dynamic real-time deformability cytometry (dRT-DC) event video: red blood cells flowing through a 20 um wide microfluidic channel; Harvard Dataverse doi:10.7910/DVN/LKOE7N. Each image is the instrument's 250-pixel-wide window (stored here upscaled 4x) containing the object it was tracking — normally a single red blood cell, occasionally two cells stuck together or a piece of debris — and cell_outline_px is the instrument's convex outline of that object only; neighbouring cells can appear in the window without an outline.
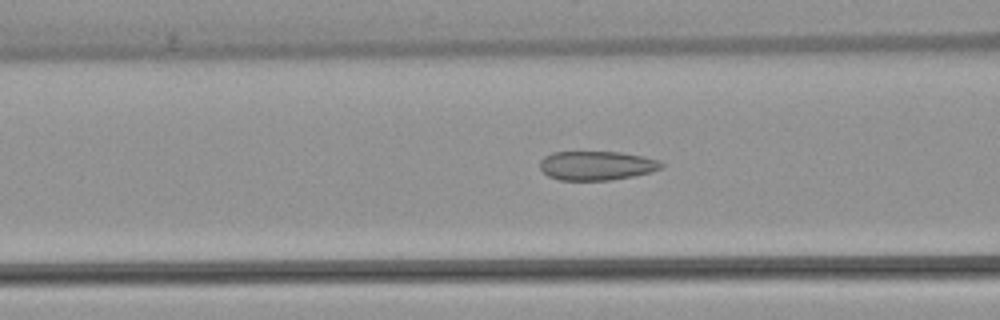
{"species": "common noctule bat (a hibernating species)", "species_latin": "Nyctalus noctula", "temperature_condition": "warm", "stored_images_in_passage": 18, "camera_frame_rate_fps": 3000, "um_per_image_px": 0.085, "animal": {"sex": "female", "body_mass_g": 22.7, "forearm_length_mm": 54.2}, "frame": {"image": 1, "passage_image": 6, "time_ms": 1.667, "image_size_px": [1000, 320], "cell_outline_px": [[664, 168], [652, 172], [612, 180], [560, 180], [548, 176], [540, 168], [540, 160], [544, 156], [552, 152], [620, 152], [644, 156], [660, 160], [664, 164]], "centroid_in_image_um": [50.75, 14.07], "position_along_channel_um": 115.9, "area_um2": 20.81}}
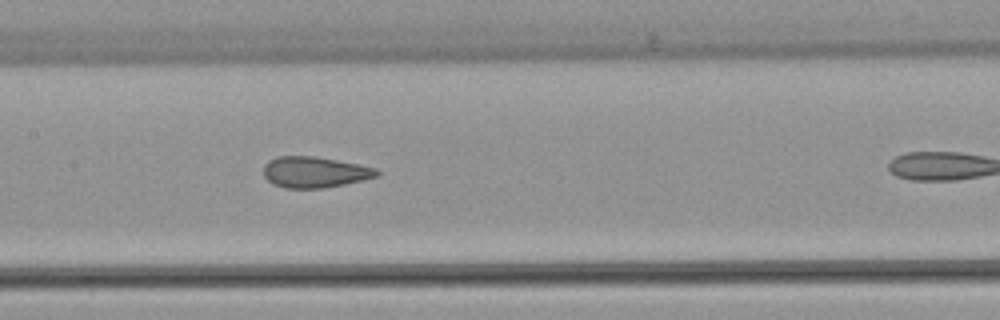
{"frame": {"image": 2, "passage_image": 11, "time_ms": 3.333, "image_size_px": [1000, 320], "cell_outline_px": [[380, 176], [364, 180], [344, 184], [320, 188], [284, 188], [272, 184], [264, 176], [264, 164], [268, 160], [276, 156], [312, 156], [336, 160], [376, 168], [380, 172]], "centroid_in_image_um": [26.73, 14.63], "position_along_channel_um": 180.7, "area_um2": 20.46}}
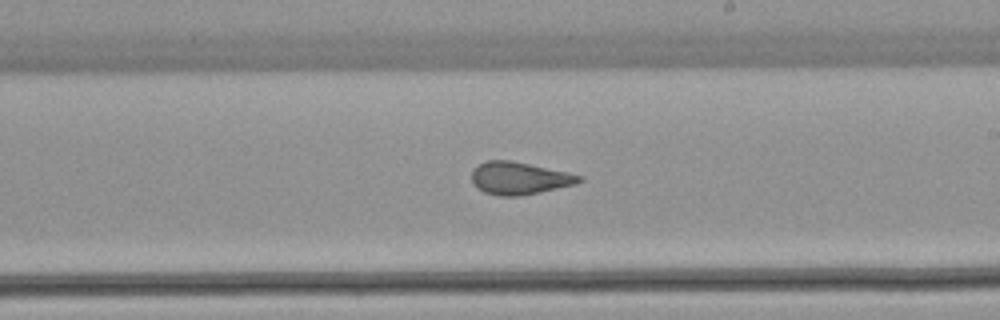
{"frame": {"image": 3, "passage_image": 16, "time_ms": 5.0, "image_size_px": [1000, 320], "cell_outline_px": [[584, 180], [576, 184], [540, 192], [520, 196], [500, 196], [484, 192], [476, 188], [472, 184], [472, 168], [488, 160], [512, 160], [568, 172], [584, 176]], "centroid_in_image_um": [44.15, 15.15], "position_along_channel_um": 244.9, "area_um2": 20.58}}